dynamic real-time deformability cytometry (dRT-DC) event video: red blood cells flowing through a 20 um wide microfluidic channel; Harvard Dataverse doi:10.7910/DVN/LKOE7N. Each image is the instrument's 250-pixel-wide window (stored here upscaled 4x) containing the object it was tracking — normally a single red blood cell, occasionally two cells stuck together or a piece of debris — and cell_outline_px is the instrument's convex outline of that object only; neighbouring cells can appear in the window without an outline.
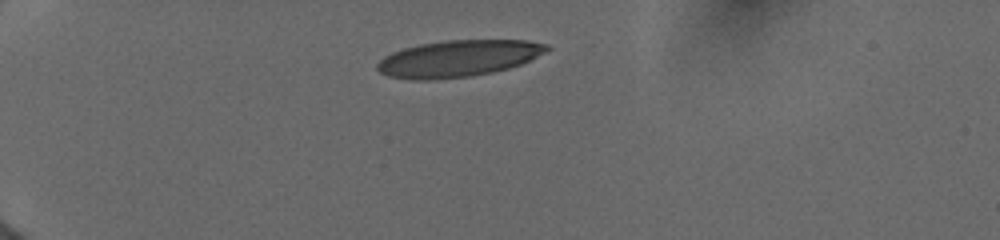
{"species": "human", "species_latin": "Homo sapiens", "temperature_condition": "cold", "stored_images_in_passage": 38, "camera_frame_rate_fps": 3000, "um_per_image_px": 0.085, "donor": {"sex": "female"}, "frame": {"image": 1, "passage_image": 1, "time_ms": 0.0, "image_size_px": [1000, 240], "cell_outline_px": [[552, 48], [520, 64], [508, 68], [492, 72], [472, 76], [432, 80], [412, 80], [388, 76], [380, 72], [376, 68], [376, 64], [384, 56], [392, 52], [404, 48], [420, 44], [448, 40], [528, 40], [548, 44]], "centroid_in_image_um": [38.92, 4.97], "position_along_channel_um": 46.1, "area_um2": 36.13}}
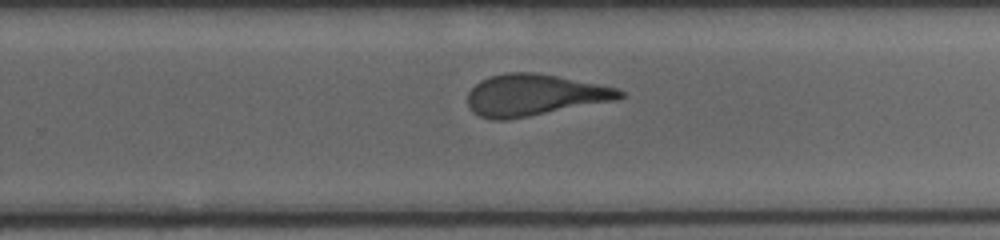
{"frame": {"image": 2, "passage_image": 21, "time_ms": 7.333, "image_size_px": [1000, 240], "cell_outline_px": [[624, 96], [616, 100], [528, 116], [504, 120], [492, 120], [480, 116], [472, 112], [468, 104], [468, 92], [480, 80], [488, 76], [504, 72], [532, 72], [556, 76], [620, 88], [624, 92]], "centroid_in_image_um": [45.39, 8.07], "position_along_channel_um": 284.4, "area_um2": 36.7}}
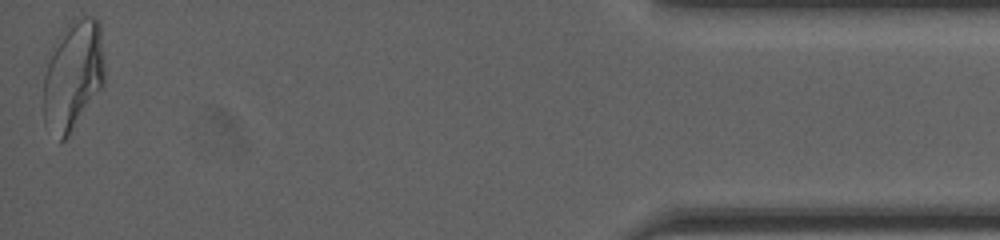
{"frame": {"image": 3, "passage_image": 37, "time_ms": 12.667, "image_size_px": [1000, 240], "cell_outline_px": [[104, 84], [68, 136], [60, 144], [44, 124], [44, 76], [52, 44], [60, 32], [72, 16], [92, 16], [100, 24], [104, 64]], "centroid_in_image_um": [6.19, 6.37], "position_along_channel_um": 429.0, "area_um2": 39.71}, "authors_computed_cell_mechanics": {"area_um2": 37.6278, "velocity_mm_per_s": 3.9486, "shape_relaxation_time_tau1_ms": 6.6449, "shape_relaxation_time_tau2_ms": 0.9844, "deformation_change_tau1": 0.2126, "deformation_change_tau2": 0.0945}}